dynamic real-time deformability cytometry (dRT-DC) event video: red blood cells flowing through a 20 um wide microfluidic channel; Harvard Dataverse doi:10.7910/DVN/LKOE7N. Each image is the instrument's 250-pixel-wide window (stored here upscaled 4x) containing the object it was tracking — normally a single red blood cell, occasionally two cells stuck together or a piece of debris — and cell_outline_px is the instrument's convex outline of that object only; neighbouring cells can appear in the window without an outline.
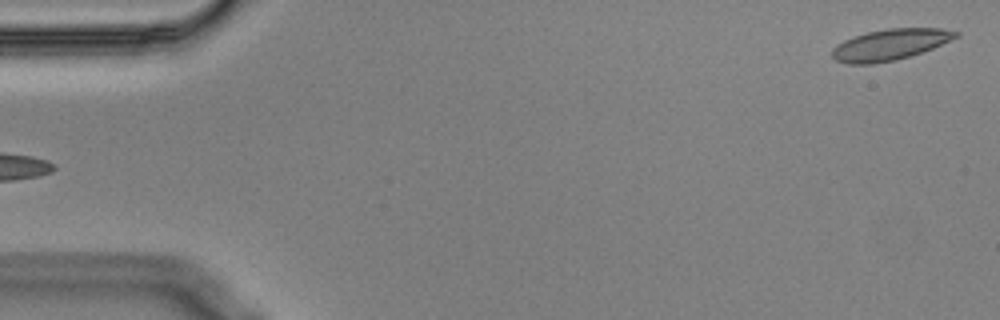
{"species": "Egyptian fruit bat (a non-hibernating species)", "species_latin": "Rousettus aegyptiacus", "temperature_condition": "cold", "stored_images_in_passage": 55, "camera_frame_rate_fps": 3000, "um_per_image_px": 0.085, "animal": {"sex": "male"}, "frame": {"image": 1, "passage_image": 1, "time_ms": 0.0, "image_size_px": [1000, 320], "cell_outline_px": [[960, 36], [932, 48], [896, 60], [872, 64], [848, 64], [836, 60], [832, 56], [832, 48], [836, 44], [844, 40], [868, 32], [888, 28], [940, 28], [960, 32]], "centroid_in_image_um": [75.64, 3.79], "position_along_channel_um": 9.4, "area_um2": 22.25}}
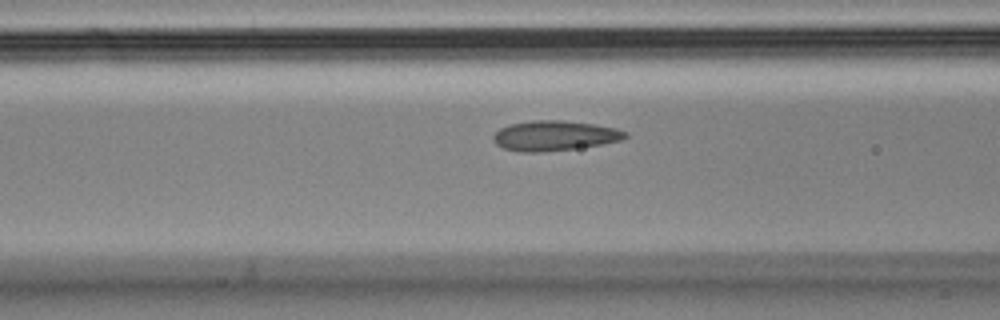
{"frame": {"image": 2, "passage_image": 21, "time_ms": 6.667, "image_size_px": [1000, 320], "cell_outline_px": [[628, 136], [624, 140], [600, 144], [572, 148], [540, 152], [520, 152], [504, 148], [496, 144], [492, 140], [492, 136], [500, 128], [512, 124], [532, 120], [564, 120], [596, 124], [616, 128], [628, 132]], "centroid_in_image_um": [47.15, 11.52], "position_along_channel_um": 119.5, "area_um2": 23.06}}
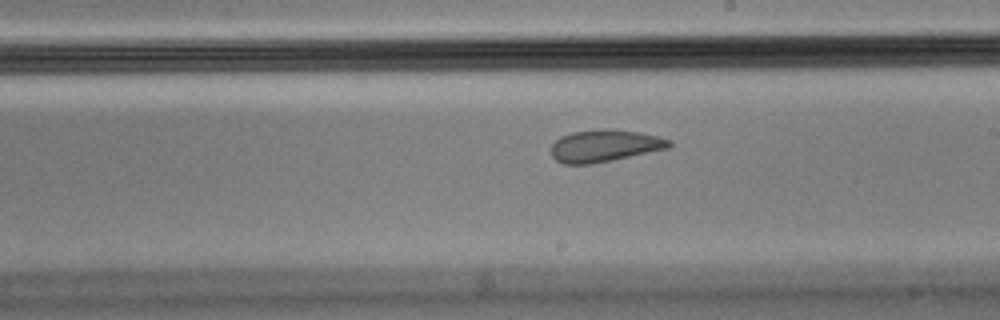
{"frame": {"image": 3, "passage_image": 31, "time_ms": 10.0, "image_size_px": [1000, 320], "cell_outline_px": [[672, 144], [668, 148], [612, 160], [592, 164], [564, 164], [556, 160], [552, 156], [552, 144], [560, 136], [572, 132], [600, 128], [608, 128], [636, 132], [660, 136], [672, 140]], "centroid_in_image_um": [51.39, 12.38], "position_along_channel_um": 237.6, "area_um2": 22.14}, "authors_computed_cell_mechanics": {"area_um2": 23.0044, "velocity_mm_per_s": 3.5476, "shape_relaxation_time_tau1_ms": null, "shape_relaxation_time_tau2_ms": 1.5752, "deformation_change_tau1": null, "deformation_change_tau2": 0.0478}}